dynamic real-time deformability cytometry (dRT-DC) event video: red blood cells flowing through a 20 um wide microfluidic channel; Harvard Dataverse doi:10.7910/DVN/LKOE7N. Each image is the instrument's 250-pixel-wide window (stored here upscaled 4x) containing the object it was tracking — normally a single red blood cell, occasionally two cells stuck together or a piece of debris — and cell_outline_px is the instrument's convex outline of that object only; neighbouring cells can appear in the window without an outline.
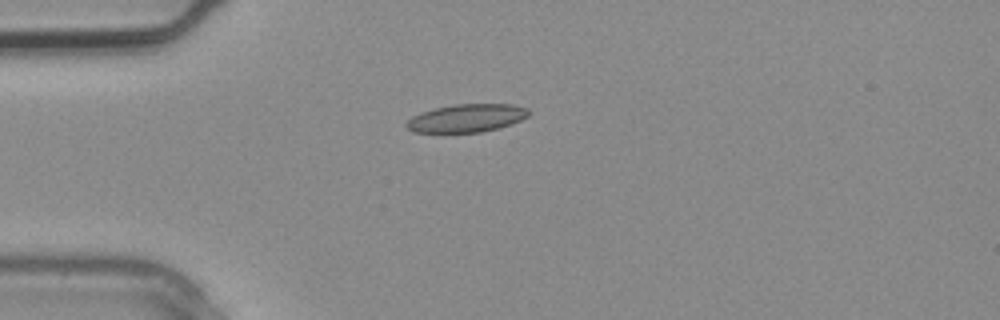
{"species": "common noctule bat (a hibernating species)", "species_latin": "Nyctalus noctula", "temperature_condition": "warm", "stored_images_in_passage": 2, "camera_frame_rate_fps": 3000, "um_per_image_px": 0.085, "animal": {"sex": "male", "body_mass_g": 20.4}, "frame": {"image": 1, "passage_image": 2, "time_ms": 0.333, "image_size_px": [1000, 320], "cell_outline_px": [[532, 112], [528, 116], [512, 124], [500, 128], [480, 132], [412, 132], [404, 124], [412, 116], [420, 112], [436, 108], [456, 104], [512, 104], [528, 108]], "centroid_in_image_um": [39.69, 10.04], "position_along_channel_um": 45.3, "area_um2": 20.06}}